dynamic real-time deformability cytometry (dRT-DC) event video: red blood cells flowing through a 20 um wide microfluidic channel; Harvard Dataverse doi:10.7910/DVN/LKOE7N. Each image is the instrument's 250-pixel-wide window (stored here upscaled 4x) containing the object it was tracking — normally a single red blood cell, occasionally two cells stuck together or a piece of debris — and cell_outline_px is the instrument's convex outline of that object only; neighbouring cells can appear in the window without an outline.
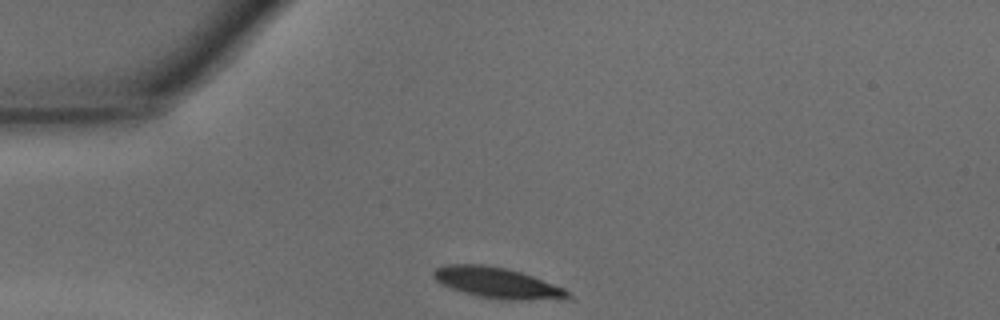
{"species": "common noctule bat (a hibernating species)", "species_latin": "Nyctalus noctula", "temperature_condition": "warm", "stored_images_in_passage": 10, "camera_frame_rate_fps": 3000, "um_per_image_px": 0.085, "animal": {"sex": "male", "body_mass_g": 15.6}, "frame": {"image": 1, "passage_image": 1, "time_ms": 0.0, "image_size_px": [1000, 320], "cell_outline_px": [[576, 300], [508, 300], [480, 296], [464, 292], [452, 288], [436, 280], [432, 276], [432, 272], [436, 268], [444, 264], [480, 264], [504, 268], [520, 272], [532, 276], [564, 288]], "centroid_in_image_um": [42.34, 24.06], "position_along_channel_um": 42.7, "area_um2": 24.04}}
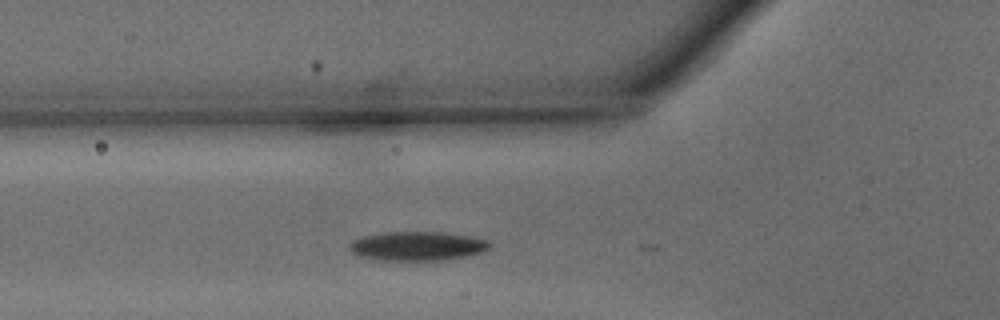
{"frame": {"image": 2, "passage_image": 6, "time_ms": 1.667, "image_size_px": [1000, 320], "cell_outline_px": [[492, 244], [488, 248], [480, 252], [468, 256], [440, 260], [380, 260], [360, 256], [352, 252], [348, 248], [356, 240], [364, 236], [384, 232], [444, 232], [468, 236], [488, 240]], "centroid_in_image_um": [35.5, 20.91], "position_along_channel_um": 90.3, "area_um2": 23.47}}
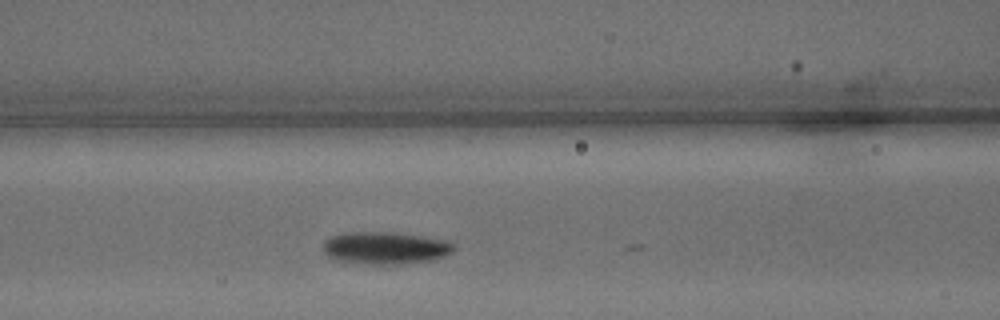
{"frame": {"image": 3, "passage_image": 9, "time_ms": 2.667, "image_size_px": [1000, 320], "cell_outline_px": [[456, 248], [452, 252], [444, 256], [432, 260], [404, 264], [372, 264], [340, 260], [328, 256], [324, 252], [324, 240], [332, 236], [344, 232], [392, 232], [448, 240]], "centroid_in_image_um": [32.78, 21.07], "position_along_channel_um": 133.8, "area_um2": 24.51}}